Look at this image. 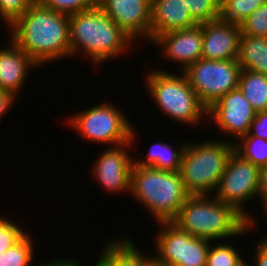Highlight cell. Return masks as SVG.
<instances>
[{
    "label": "cell",
    "instance_id": "obj_15",
    "mask_svg": "<svg viewBox=\"0 0 267 266\" xmlns=\"http://www.w3.org/2000/svg\"><path fill=\"white\" fill-rule=\"evenodd\" d=\"M241 28L219 20L202 23V58L238 60Z\"/></svg>",
    "mask_w": 267,
    "mask_h": 266
},
{
    "label": "cell",
    "instance_id": "obj_13",
    "mask_svg": "<svg viewBox=\"0 0 267 266\" xmlns=\"http://www.w3.org/2000/svg\"><path fill=\"white\" fill-rule=\"evenodd\" d=\"M103 11L133 41H150L151 0H97Z\"/></svg>",
    "mask_w": 267,
    "mask_h": 266
},
{
    "label": "cell",
    "instance_id": "obj_33",
    "mask_svg": "<svg viewBox=\"0 0 267 266\" xmlns=\"http://www.w3.org/2000/svg\"><path fill=\"white\" fill-rule=\"evenodd\" d=\"M253 259L254 265L251 266H267V236L259 240Z\"/></svg>",
    "mask_w": 267,
    "mask_h": 266
},
{
    "label": "cell",
    "instance_id": "obj_36",
    "mask_svg": "<svg viewBox=\"0 0 267 266\" xmlns=\"http://www.w3.org/2000/svg\"><path fill=\"white\" fill-rule=\"evenodd\" d=\"M246 262V260L243 258L240 262H238L236 265L234 266H250V264Z\"/></svg>",
    "mask_w": 267,
    "mask_h": 266
},
{
    "label": "cell",
    "instance_id": "obj_31",
    "mask_svg": "<svg viewBox=\"0 0 267 266\" xmlns=\"http://www.w3.org/2000/svg\"><path fill=\"white\" fill-rule=\"evenodd\" d=\"M248 133L267 140V111L256 112Z\"/></svg>",
    "mask_w": 267,
    "mask_h": 266
},
{
    "label": "cell",
    "instance_id": "obj_1",
    "mask_svg": "<svg viewBox=\"0 0 267 266\" xmlns=\"http://www.w3.org/2000/svg\"><path fill=\"white\" fill-rule=\"evenodd\" d=\"M9 28V39L38 65L71 56L69 15L36 0Z\"/></svg>",
    "mask_w": 267,
    "mask_h": 266
},
{
    "label": "cell",
    "instance_id": "obj_10",
    "mask_svg": "<svg viewBox=\"0 0 267 266\" xmlns=\"http://www.w3.org/2000/svg\"><path fill=\"white\" fill-rule=\"evenodd\" d=\"M156 263L163 266H206L212 241L191 236L172 222H159Z\"/></svg>",
    "mask_w": 267,
    "mask_h": 266
},
{
    "label": "cell",
    "instance_id": "obj_12",
    "mask_svg": "<svg viewBox=\"0 0 267 266\" xmlns=\"http://www.w3.org/2000/svg\"><path fill=\"white\" fill-rule=\"evenodd\" d=\"M134 127L131 130V141L125 144L111 147L99 154V158L93 165V174L105 191L113 193L130 192L131 169L134 163L133 157L127 151L132 148L136 136ZM125 149V150H124Z\"/></svg>",
    "mask_w": 267,
    "mask_h": 266
},
{
    "label": "cell",
    "instance_id": "obj_11",
    "mask_svg": "<svg viewBox=\"0 0 267 266\" xmlns=\"http://www.w3.org/2000/svg\"><path fill=\"white\" fill-rule=\"evenodd\" d=\"M255 115L256 111L239 88L228 92L207 108L209 120H213L225 134L238 139L249 132Z\"/></svg>",
    "mask_w": 267,
    "mask_h": 266
},
{
    "label": "cell",
    "instance_id": "obj_3",
    "mask_svg": "<svg viewBox=\"0 0 267 266\" xmlns=\"http://www.w3.org/2000/svg\"><path fill=\"white\" fill-rule=\"evenodd\" d=\"M171 222L193 237L210 241L242 236L253 228L232 206L209 195H190Z\"/></svg>",
    "mask_w": 267,
    "mask_h": 266
},
{
    "label": "cell",
    "instance_id": "obj_28",
    "mask_svg": "<svg viewBox=\"0 0 267 266\" xmlns=\"http://www.w3.org/2000/svg\"><path fill=\"white\" fill-rule=\"evenodd\" d=\"M55 12L66 15L86 11L97 4V0H36Z\"/></svg>",
    "mask_w": 267,
    "mask_h": 266
},
{
    "label": "cell",
    "instance_id": "obj_32",
    "mask_svg": "<svg viewBox=\"0 0 267 266\" xmlns=\"http://www.w3.org/2000/svg\"><path fill=\"white\" fill-rule=\"evenodd\" d=\"M259 202H261V207L267 205V164L260 167L259 174V186L257 191V197Z\"/></svg>",
    "mask_w": 267,
    "mask_h": 266
},
{
    "label": "cell",
    "instance_id": "obj_27",
    "mask_svg": "<svg viewBox=\"0 0 267 266\" xmlns=\"http://www.w3.org/2000/svg\"><path fill=\"white\" fill-rule=\"evenodd\" d=\"M241 35L267 38V2L245 19Z\"/></svg>",
    "mask_w": 267,
    "mask_h": 266
},
{
    "label": "cell",
    "instance_id": "obj_29",
    "mask_svg": "<svg viewBox=\"0 0 267 266\" xmlns=\"http://www.w3.org/2000/svg\"><path fill=\"white\" fill-rule=\"evenodd\" d=\"M25 229L6 217H0V254L18 243L25 235Z\"/></svg>",
    "mask_w": 267,
    "mask_h": 266
},
{
    "label": "cell",
    "instance_id": "obj_30",
    "mask_svg": "<svg viewBox=\"0 0 267 266\" xmlns=\"http://www.w3.org/2000/svg\"><path fill=\"white\" fill-rule=\"evenodd\" d=\"M34 0H0V17L9 27L22 16Z\"/></svg>",
    "mask_w": 267,
    "mask_h": 266
},
{
    "label": "cell",
    "instance_id": "obj_8",
    "mask_svg": "<svg viewBox=\"0 0 267 266\" xmlns=\"http://www.w3.org/2000/svg\"><path fill=\"white\" fill-rule=\"evenodd\" d=\"M260 168L244 159L234 150L225 166L224 173L213 196L229 204L255 227L256 221L244 205L257 197ZM244 204V205H243Z\"/></svg>",
    "mask_w": 267,
    "mask_h": 266
},
{
    "label": "cell",
    "instance_id": "obj_6",
    "mask_svg": "<svg viewBox=\"0 0 267 266\" xmlns=\"http://www.w3.org/2000/svg\"><path fill=\"white\" fill-rule=\"evenodd\" d=\"M152 71L146 77L147 89L165 115L181 123L195 125L207 117V107L200 101L184 72ZM203 116V117H202Z\"/></svg>",
    "mask_w": 267,
    "mask_h": 266
},
{
    "label": "cell",
    "instance_id": "obj_9",
    "mask_svg": "<svg viewBox=\"0 0 267 266\" xmlns=\"http://www.w3.org/2000/svg\"><path fill=\"white\" fill-rule=\"evenodd\" d=\"M241 70L238 60L201 58L184 73L200 101L209 108L220 97L238 88Z\"/></svg>",
    "mask_w": 267,
    "mask_h": 266
},
{
    "label": "cell",
    "instance_id": "obj_18",
    "mask_svg": "<svg viewBox=\"0 0 267 266\" xmlns=\"http://www.w3.org/2000/svg\"><path fill=\"white\" fill-rule=\"evenodd\" d=\"M105 246L99 259L106 266H155L157 264L154 254L142 255L130 238L120 237L119 240L114 239Z\"/></svg>",
    "mask_w": 267,
    "mask_h": 266
},
{
    "label": "cell",
    "instance_id": "obj_24",
    "mask_svg": "<svg viewBox=\"0 0 267 266\" xmlns=\"http://www.w3.org/2000/svg\"><path fill=\"white\" fill-rule=\"evenodd\" d=\"M29 234H26L13 247L0 254V266H30L34 249Z\"/></svg>",
    "mask_w": 267,
    "mask_h": 266
},
{
    "label": "cell",
    "instance_id": "obj_4",
    "mask_svg": "<svg viewBox=\"0 0 267 266\" xmlns=\"http://www.w3.org/2000/svg\"><path fill=\"white\" fill-rule=\"evenodd\" d=\"M130 193L156 219L171 222L190 196L179 172H166L133 163Z\"/></svg>",
    "mask_w": 267,
    "mask_h": 266
},
{
    "label": "cell",
    "instance_id": "obj_38",
    "mask_svg": "<svg viewBox=\"0 0 267 266\" xmlns=\"http://www.w3.org/2000/svg\"><path fill=\"white\" fill-rule=\"evenodd\" d=\"M263 209H264V213L266 212V215H267V205Z\"/></svg>",
    "mask_w": 267,
    "mask_h": 266
},
{
    "label": "cell",
    "instance_id": "obj_35",
    "mask_svg": "<svg viewBox=\"0 0 267 266\" xmlns=\"http://www.w3.org/2000/svg\"><path fill=\"white\" fill-rule=\"evenodd\" d=\"M38 266H83L82 262L81 264L78 261H75L74 259H68L67 257L59 260H51L50 262H44L43 264H40Z\"/></svg>",
    "mask_w": 267,
    "mask_h": 266
},
{
    "label": "cell",
    "instance_id": "obj_16",
    "mask_svg": "<svg viewBox=\"0 0 267 266\" xmlns=\"http://www.w3.org/2000/svg\"><path fill=\"white\" fill-rule=\"evenodd\" d=\"M197 24L183 0H151L150 42L159 35Z\"/></svg>",
    "mask_w": 267,
    "mask_h": 266
},
{
    "label": "cell",
    "instance_id": "obj_17",
    "mask_svg": "<svg viewBox=\"0 0 267 266\" xmlns=\"http://www.w3.org/2000/svg\"><path fill=\"white\" fill-rule=\"evenodd\" d=\"M9 42L7 48L0 49V89L17 98L27 73L38 65L11 39Z\"/></svg>",
    "mask_w": 267,
    "mask_h": 266
},
{
    "label": "cell",
    "instance_id": "obj_14",
    "mask_svg": "<svg viewBox=\"0 0 267 266\" xmlns=\"http://www.w3.org/2000/svg\"><path fill=\"white\" fill-rule=\"evenodd\" d=\"M152 43L162 48L164 58L181 64L184 72L202 58V24L159 35Z\"/></svg>",
    "mask_w": 267,
    "mask_h": 266
},
{
    "label": "cell",
    "instance_id": "obj_20",
    "mask_svg": "<svg viewBox=\"0 0 267 266\" xmlns=\"http://www.w3.org/2000/svg\"><path fill=\"white\" fill-rule=\"evenodd\" d=\"M238 62L242 69L267 75V38L241 35Z\"/></svg>",
    "mask_w": 267,
    "mask_h": 266
},
{
    "label": "cell",
    "instance_id": "obj_34",
    "mask_svg": "<svg viewBox=\"0 0 267 266\" xmlns=\"http://www.w3.org/2000/svg\"><path fill=\"white\" fill-rule=\"evenodd\" d=\"M15 96L3 89H0V119H3L5 113L15 104ZM1 121V120H0Z\"/></svg>",
    "mask_w": 267,
    "mask_h": 266
},
{
    "label": "cell",
    "instance_id": "obj_25",
    "mask_svg": "<svg viewBox=\"0 0 267 266\" xmlns=\"http://www.w3.org/2000/svg\"><path fill=\"white\" fill-rule=\"evenodd\" d=\"M237 248H234V244L218 243L211 246L207 254L206 266H234L240 262L243 257Z\"/></svg>",
    "mask_w": 267,
    "mask_h": 266
},
{
    "label": "cell",
    "instance_id": "obj_22",
    "mask_svg": "<svg viewBox=\"0 0 267 266\" xmlns=\"http://www.w3.org/2000/svg\"><path fill=\"white\" fill-rule=\"evenodd\" d=\"M266 2L267 0H219L218 20L241 28L245 19Z\"/></svg>",
    "mask_w": 267,
    "mask_h": 266
},
{
    "label": "cell",
    "instance_id": "obj_2",
    "mask_svg": "<svg viewBox=\"0 0 267 266\" xmlns=\"http://www.w3.org/2000/svg\"><path fill=\"white\" fill-rule=\"evenodd\" d=\"M69 38L71 56L84 53L95 65L122 55L134 44L98 4L69 16Z\"/></svg>",
    "mask_w": 267,
    "mask_h": 266
},
{
    "label": "cell",
    "instance_id": "obj_21",
    "mask_svg": "<svg viewBox=\"0 0 267 266\" xmlns=\"http://www.w3.org/2000/svg\"><path fill=\"white\" fill-rule=\"evenodd\" d=\"M238 88L256 111H267V75L242 69Z\"/></svg>",
    "mask_w": 267,
    "mask_h": 266
},
{
    "label": "cell",
    "instance_id": "obj_5",
    "mask_svg": "<svg viewBox=\"0 0 267 266\" xmlns=\"http://www.w3.org/2000/svg\"><path fill=\"white\" fill-rule=\"evenodd\" d=\"M212 139L187 142L179 174L189 195H210L218 188L234 142Z\"/></svg>",
    "mask_w": 267,
    "mask_h": 266
},
{
    "label": "cell",
    "instance_id": "obj_19",
    "mask_svg": "<svg viewBox=\"0 0 267 266\" xmlns=\"http://www.w3.org/2000/svg\"><path fill=\"white\" fill-rule=\"evenodd\" d=\"M186 146L187 142L180 144L178 146L180 148L174 149V146L167 142H156L150 147L147 157L133 161L134 164L142 167H152L166 172H179Z\"/></svg>",
    "mask_w": 267,
    "mask_h": 266
},
{
    "label": "cell",
    "instance_id": "obj_26",
    "mask_svg": "<svg viewBox=\"0 0 267 266\" xmlns=\"http://www.w3.org/2000/svg\"><path fill=\"white\" fill-rule=\"evenodd\" d=\"M191 17L198 23L218 20L219 0H183Z\"/></svg>",
    "mask_w": 267,
    "mask_h": 266
},
{
    "label": "cell",
    "instance_id": "obj_7",
    "mask_svg": "<svg viewBox=\"0 0 267 266\" xmlns=\"http://www.w3.org/2000/svg\"><path fill=\"white\" fill-rule=\"evenodd\" d=\"M68 123L84 139L119 146L131 141L132 124L124 113L109 102L76 112ZM112 144V145H111Z\"/></svg>",
    "mask_w": 267,
    "mask_h": 266
},
{
    "label": "cell",
    "instance_id": "obj_23",
    "mask_svg": "<svg viewBox=\"0 0 267 266\" xmlns=\"http://www.w3.org/2000/svg\"><path fill=\"white\" fill-rule=\"evenodd\" d=\"M237 140L233 143L237 154L259 168L267 164V140L249 133Z\"/></svg>",
    "mask_w": 267,
    "mask_h": 266
},
{
    "label": "cell",
    "instance_id": "obj_37",
    "mask_svg": "<svg viewBox=\"0 0 267 266\" xmlns=\"http://www.w3.org/2000/svg\"><path fill=\"white\" fill-rule=\"evenodd\" d=\"M97 261L94 266H106L100 259Z\"/></svg>",
    "mask_w": 267,
    "mask_h": 266
}]
</instances>
